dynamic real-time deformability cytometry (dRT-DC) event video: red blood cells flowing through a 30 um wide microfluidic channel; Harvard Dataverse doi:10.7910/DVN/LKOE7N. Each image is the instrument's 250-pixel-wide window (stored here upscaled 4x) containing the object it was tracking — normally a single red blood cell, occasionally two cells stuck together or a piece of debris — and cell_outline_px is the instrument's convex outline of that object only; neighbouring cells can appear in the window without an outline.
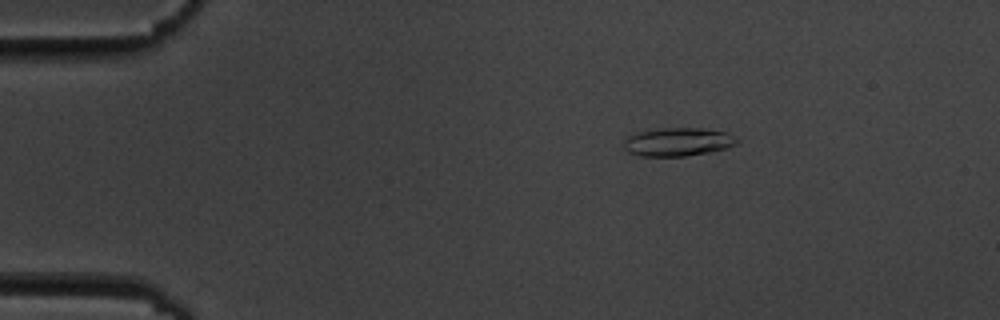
{"species": "common noctule bat (a hibernating species)", "species_latin": "Nyctalus noctula", "temperature_condition": "cold", "stored_images_in_passage": 5, "camera_frame_rate_fps": 3000, "um_per_image_px": 0.085, "animal": {"sex": "male", "body_mass_g": 19.5, "forearm_length_mm": 54.6}, "frame": {"image": 1, "passage_image": 3, "time_ms": 2.333, "image_size_px": [1000, 320], "cell_outline_px": [[740, 140], [736, 144], [728, 148], [708, 152], [684, 156], [640, 156], [628, 152], [624, 148], [624, 140], [628, 136], [636, 132], [664, 128], [700, 128], [724, 132]], "centroid_in_image_um": [57.59, 12.07], "position_along_channel_um": 27.4, "area_um2": 18.61}}